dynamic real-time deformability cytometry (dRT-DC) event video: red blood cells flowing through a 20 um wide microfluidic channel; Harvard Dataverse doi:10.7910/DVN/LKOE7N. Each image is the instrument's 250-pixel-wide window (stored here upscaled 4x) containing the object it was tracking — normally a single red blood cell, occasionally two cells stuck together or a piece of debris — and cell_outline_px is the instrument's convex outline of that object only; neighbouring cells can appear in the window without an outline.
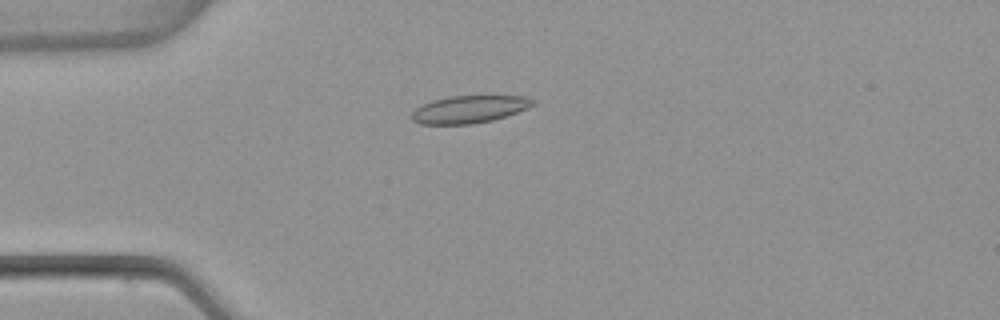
{"species": "common noctule bat (a hibernating species)", "species_latin": "Nyctalus noctula", "temperature_condition": "warm", "stored_images_in_passage": 5, "camera_frame_rate_fps": 3000, "um_per_image_px": 0.085, "animal": {"sex": "female", "body_mass_g": 22.7, "forearm_length_mm": 54.2}, "frame": {"image": 1, "passage_image": 4, "time_ms": 1.0, "image_size_px": [1000, 320], "cell_outline_px": [[536, 104], [528, 108], [492, 120], [472, 124], [420, 124], [412, 120], [412, 112], [416, 108], [432, 100], [452, 96], [524, 96], [536, 100]], "centroid_in_image_um": [39.9, 9.29], "position_along_channel_um": 45.1, "area_um2": 19.25}}